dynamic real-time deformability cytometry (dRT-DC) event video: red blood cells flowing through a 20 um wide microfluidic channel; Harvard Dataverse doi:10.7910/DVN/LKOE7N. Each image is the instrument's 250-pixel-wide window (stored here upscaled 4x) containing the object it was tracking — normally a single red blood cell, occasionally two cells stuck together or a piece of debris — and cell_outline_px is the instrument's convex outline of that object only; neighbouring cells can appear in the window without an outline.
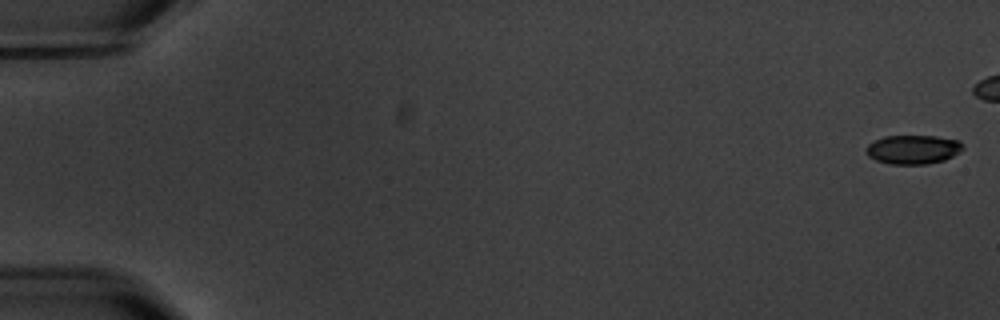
{"species": "common noctule bat (a hibernating species)", "species_latin": "Nyctalus noctula", "temperature_condition": "warm", "stored_images_in_passage": 7, "camera_frame_rate_fps": 3000, "um_per_image_px": 0.085, "animal": {"sex": "male", "body_mass_g": 20.1, "forearm_length_mm": 53.5}, "frame": {"image": 1, "passage_image": 1, "time_ms": 0.0, "image_size_px": [1000, 320], "cell_outline_px": [[964, 148], [960, 152], [944, 160], [928, 164], [888, 164], [876, 160], [868, 156], [868, 144], [884, 136], [936, 136], [960, 140], [964, 144]], "centroid_in_image_um": [77.66, 12.7], "position_along_channel_um": 7.3, "area_um2": 16.36}}